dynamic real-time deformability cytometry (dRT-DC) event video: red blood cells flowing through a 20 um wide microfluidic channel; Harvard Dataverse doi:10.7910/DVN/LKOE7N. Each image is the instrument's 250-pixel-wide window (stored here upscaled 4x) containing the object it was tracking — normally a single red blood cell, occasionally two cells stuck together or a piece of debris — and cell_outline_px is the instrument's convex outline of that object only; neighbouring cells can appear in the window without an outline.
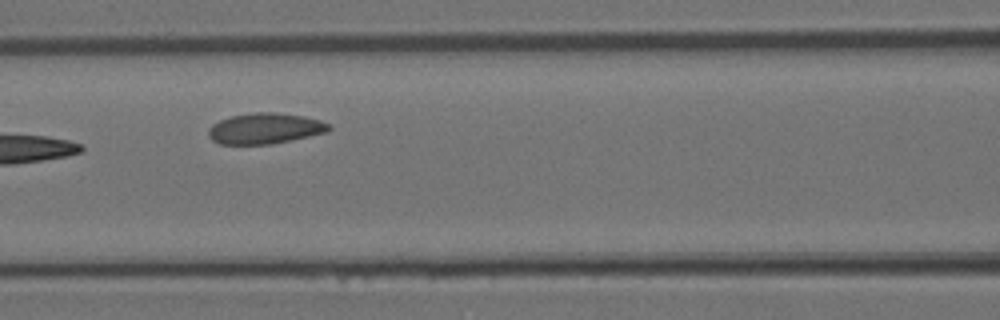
{"species": "Egyptian fruit bat (a non-hibernating species)", "species_latin": "Rousettus aegyptiacus", "temperature_condition": "room temperature", "stored_images_in_passage": 6, "segment_of_instrument_passage": [1, 2], "camera_frame_rate_fps": 3000, "um_per_image_px": 0.085, "animal": {"sex": "female"}, "frame": {"image": 1, "passage_image": 5, "time_ms": 1.333, "image_size_px": [1000, 320], "cell_outline_px": [[332, 128], [328, 132], [292, 140], [272, 144], [220, 144], [212, 140], [208, 136], [208, 128], [212, 124], [220, 120], [232, 116], [252, 112], [272, 112], [304, 116], [320, 120], [328, 124]], "centroid_in_image_um": [22.52, 10.92], "position_along_channel_um": 144.1, "area_um2": 21.68}}